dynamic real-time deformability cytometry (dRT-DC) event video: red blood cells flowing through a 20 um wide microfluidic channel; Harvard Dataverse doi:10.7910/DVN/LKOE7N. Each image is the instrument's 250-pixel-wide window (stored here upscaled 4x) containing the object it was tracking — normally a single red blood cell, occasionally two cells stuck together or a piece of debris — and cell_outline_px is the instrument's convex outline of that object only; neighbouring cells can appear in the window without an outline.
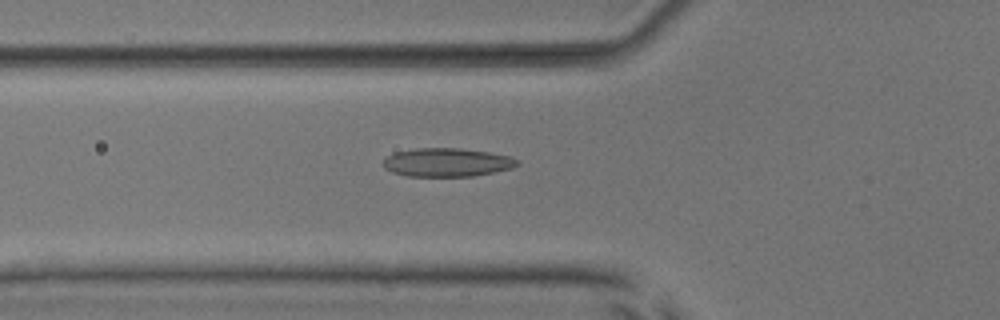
{"species": "common noctule bat (a hibernating species)", "species_latin": "Nyctalus noctula", "temperature_condition": "room temperature", "stored_images_in_passage": 52, "camera_frame_rate_fps": 3000, "um_per_image_px": 0.085, "animal": {"sex": "male", "body_mass_g": 17.9, "forearm_length_mm": 54.2}, "frame": {"image": 1, "passage_image": 19, "time_ms": 6.0, "image_size_px": [1000, 320], "cell_outline_px": [[520, 164], [512, 168], [472, 176], [408, 176], [392, 172], [384, 168], [380, 164], [392, 152], [416, 148], [460, 148], [488, 152], [512, 156], [520, 160]], "centroid_in_image_um": [37.98, 13.79], "position_along_channel_um": 87.8, "area_um2": 22.48}}
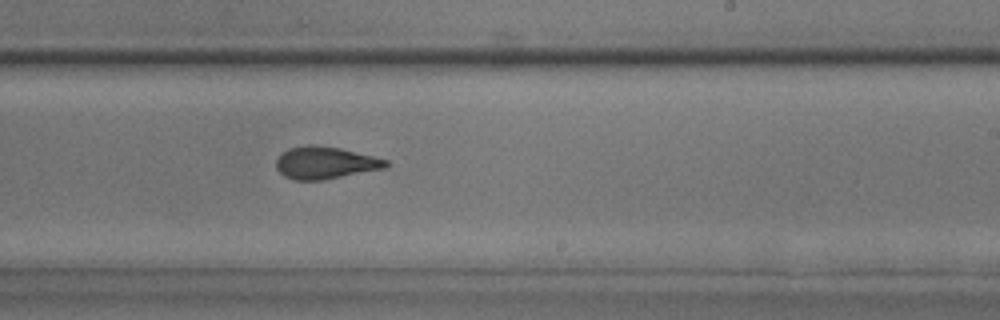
{"frame": {"image": 2, "passage_image": 32, "time_ms": 10.333, "image_size_px": [1000, 320], "cell_outline_px": [[392, 164], [388, 168], [324, 180], [292, 180], [284, 176], [276, 168], [276, 160], [280, 152], [288, 148], [308, 144], [316, 144], [340, 148], [388, 160]], "centroid_in_image_um": [27.65, 13.83], "position_along_channel_um": 261.3, "area_um2": 21.1}}
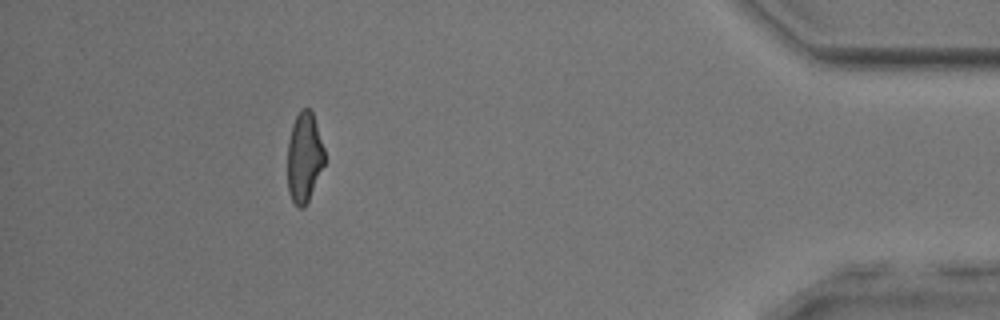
{"frame": {"image": 3, "passage_image": 47, "time_ms": 15.333, "image_size_px": [1000, 320], "cell_outline_px": [[324, 164], [308, 200], [304, 208], [296, 208], [288, 192], [288, 140], [292, 124], [300, 108], [308, 108], [312, 112], [324, 148]], "centroid_in_image_um": [25.84, 13.38], "position_along_channel_um": 409.4, "area_um2": 19.31}, "authors_computed_cell_mechanics": {"area_um2": 21.0103, "velocity_mm_per_s": 4.0117, "shape_relaxation_time_tau1_ms": 8.0954, "shape_relaxation_time_tau2_ms": 1.7617, "deformation_change_tau1": 0.2213, "deformation_change_tau2": 0.0908}}